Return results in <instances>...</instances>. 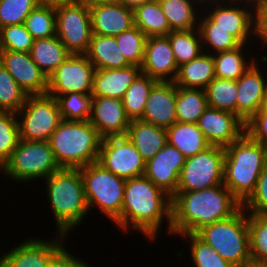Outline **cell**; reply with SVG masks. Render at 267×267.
<instances>
[{
    "instance_id": "7c38bea8",
    "label": "cell",
    "mask_w": 267,
    "mask_h": 267,
    "mask_svg": "<svg viewBox=\"0 0 267 267\" xmlns=\"http://www.w3.org/2000/svg\"><path fill=\"white\" fill-rule=\"evenodd\" d=\"M94 72L85 54H71L48 76L47 94L54 98L74 92L91 94Z\"/></svg>"
},
{
    "instance_id": "7402d4cb",
    "label": "cell",
    "mask_w": 267,
    "mask_h": 267,
    "mask_svg": "<svg viewBox=\"0 0 267 267\" xmlns=\"http://www.w3.org/2000/svg\"><path fill=\"white\" fill-rule=\"evenodd\" d=\"M176 98L174 82L158 81L149 93L141 120L167 129L177 122Z\"/></svg>"
},
{
    "instance_id": "603a6c76",
    "label": "cell",
    "mask_w": 267,
    "mask_h": 267,
    "mask_svg": "<svg viewBox=\"0 0 267 267\" xmlns=\"http://www.w3.org/2000/svg\"><path fill=\"white\" fill-rule=\"evenodd\" d=\"M92 34L117 36L134 25V12L119 2L91 7Z\"/></svg>"
},
{
    "instance_id": "f546056e",
    "label": "cell",
    "mask_w": 267,
    "mask_h": 267,
    "mask_svg": "<svg viewBox=\"0 0 267 267\" xmlns=\"http://www.w3.org/2000/svg\"><path fill=\"white\" fill-rule=\"evenodd\" d=\"M172 31L191 30L198 28V7L201 3L197 0H158ZM197 5V7L195 6ZM199 4V6H198ZM195 6V7H194ZM198 11V14H197Z\"/></svg>"
},
{
    "instance_id": "e0dca14e",
    "label": "cell",
    "mask_w": 267,
    "mask_h": 267,
    "mask_svg": "<svg viewBox=\"0 0 267 267\" xmlns=\"http://www.w3.org/2000/svg\"><path fill=\"white\" fill-rule=\"evenodd\" d=\"M186 157L168 143L146 162L145 176L171 198L176 194Z\"/></svg>"
},
{
    "instance_id": "ba28073f",
    "label": "cell",
    "mask_w": 267,
    "mask_h": 267,
    "mask_svg": "<svg viewBox=\"0 0 267 267\" xmlns=\"http://www.w3.org/2000/svg\"><path fill=\"white\" fill-rule=\"evenodd\" d=\"M61 168L57 164L49 141L19 140L9 160L3 165V174L16 181L44 179Z\"/></svg>"
},
{
    "instance_id": "ffe728a7",
    "label": "cell",
    "mask_w": 267,
    "mask_h": 267,
    "mask_svg": "<svg viewBox=\"0 0 267 267\" xmlns=\"http://www.w3.org/2000/svg\"><path fill=\"white\" fill-rule=\"evenodd\" d=\"M168 36L147 37L141 73L162 82H174L178 73Z\"/></svg>"
},
{
    "instance_id": "484cf974",
    "label": "cell",
    "mask_w": 267,
    "mask_h": 267,
    "mask_svg": "<svg viewBox=\"0 0 267 267\" xmlns=\"http://www.w3.org/2000/svg\"><path fill=\"white\" fill-rule=\"evenodd\" d=\"M215 77L213 55L206 48L197 58L179 66L174 83L178 87L204 90Z\"/></svg>"
},
{
    "instance_id": "d4e9b609",
    "label": "cell",
    "mask_w": 267,
    "mask_h": 267,
    "mask_svg": "<svg viewBox=\"0 0 267 267\" xmlns=\"http://www.w3.org/2000/svg\"><path fill=\"white\" fill-rule=\"evenodd\" d=\"M145 162L152 159L167 143V130L141 119L130 121L125 135Z\"/></svg>"
},
{
    "instance_id": "7dc6e473",
    "label": "cell",
    "mask_w": 267,
    "mask_h": 267,
    "mask_svg": "<svg viewBox=\"0 0 267 267\" xmlns=\"http://www.w3.org/2000/svg\"><path fill=\"white\" fill-rule=\"evenodd\" d=\"M247 214L267 215V163L256 184L255 191L242 204Z\"/></svg>"
},
{
    "instance_id": "e575fe53",
    "label": "cell",
    "mask_w": 267,
    "mask_h": 267,
    "mask_svg": "<svg viewBox=\"0 0 267 267\" xmlns=\"http://www.w3.org/2000/svg\"><path fill=\"white\" fill-rule=\"evenodd\" d=\"M158 81L140 74L122 97V103L130 120L141 119L149 93Z\"/></svg>"
},
{
    "instance_id": "6f0895ef",
    "label": "cell",
    "mask_w": 267,
    "mask_h": 267,
    "mask_svg": "<svg viewBox=\"0 0 267 267\" xmlns=\"http://www.w3.org/2000/svg\"><path fill=\"white\" fill-rule=\"evenodd\" d=\"M242 1H245V2H247V3H251V4H253V5H256L259 1H261V0H242Z\"/></svg>"
},
{
    "instance_id": "1f68e13d",
    "label": "cell",
    "mask_w": 267,
    "mask_h": 267,
    "mask_svg": "<svg viewBox=\"0 0 267 267\" xmlns=\"http://www.w3.org/2000/svg\"><path fill=\"white\" fill-rule=\"evenodd\" d=\"M245 46V44H241L235 49L212 54L217 78L238 80L255 63V57L251 58L250 61L246 59Z\"/></svg>"
},
{
    "instance_id": "b9f144b4",
    "label": "cell",
    "mask_w": 267,
    "mask_h": 267,
    "mask_svg": "<svg viewBox=\"0 0 267 267\" xmlns=\"http://www.w3.org/2000/svg\"><path fill=\"white\" fill-rule=\"evenodd\" d=\"M26 97L27 94L0 64V111L17 113L24 105Z\"/></svg>"
},
{
    "instance_id": "9c48e42d",
    "label": "cell",
    "mask_w": 267,
    "mask_h": 267,
    "mask_svg": "<svg viewBox=\"0 0 267 267\" xmlns=\"http://www.w3.org/2000/svg\"><path fill=\"white\" fill-rule=\"evenodd\" d=\"M16 116L19 137L26 141H49L63 120L56 98L47 93L28 95Z\"/></svg>"
},
{
    "instance_id": "680465c9",
    "label": "cell",
    "mask_w": 267,
    "mask_h": 267,
    "mask_svg": "<svg viewBox=\"0 0 267 267\" xmlns=\"http://www.w3.org/2000/svg\"><path fill=\"white\" fill-rule=\"evenodd\" d=\"M0 170L3 171V166L0 164Z\"/></svg>"
},
{
    "instance_id": "8fae6325",
    "label": "cell",
    "mask_w": 267,
    "mask_h": 267,
    "mask_svg": "<svg viewBox=\"0 0 267 267\" xmlns=\"http://www.w3.org/2000/svg\"><path fill=\"white\" fill-rule=\"evenodd\" d=\"M56 36L71 54H86L91 37L90 9L84 3L55 6Z\"/></svg>"
},
{
    "instance_id": "8992f818",
    "label": "cell",
    "mask_w": 267,
    "mask_h": 267,
    "mask_svg": "<svg viewBox=\"0 0 267 267\" xmlns=\"http://www.w3.org/2000/svg\"><path fill=\"white\" fill-rule=\"evenodd\" d=\"M195 234L236 267L252 261L248 214L242 207L228 219L206 225Z\"/></svg>"
},
{
    "instance_id": "4dcf8cb0",
    "label": "cell",
    "mask_w": 267,
    "mask_h": 267,
    "mask_svg": "<svg viewBox=\"0 0 267 267\" xmlns=\"http://www.w3.org/2000/svg\"><path fill=\"white\" fill-rule=\"evenodd\" d=\"M134 25L146 37L167 36L172 31L158 0L136 7L134 10Z\"/></svg>"
},
{
    "instance_id": "5bb4252c",
    "label": "cell",
    "mask_w": 267,
    "mask_h": 267,
    "mask_svg": "<svg viewBox=\"0 0 267 267\" xmlns=\"http://www.w3.org/2000/svg\"><path fill=\"white\" fill-rule=\"evenodd\" d=\"M208 5L209 7H207ZM204 7L207 9H202V11L206 12L211 8L210 13L208 11L206 15L215 22V27L223 28L241 44H247V41H250V36H255V5L242 0H235L209 3Z\"/></svg>"
},
{
    "instance_id": "44dd1931",
    "label": "cell",
    "mask_w": 267,
    "mask_h": 267,
    "mask_svg": "<svg viewBox=\"0 0 267 267\" xmlns=\"http://www.w3.org/2000/svg\"><path fill=\"white\" fill-rule=\"evenodd\" d=\"M90 123L102 138L125 136L130 125L122 100L93 96Z\"/></svg>"
},
{
    "instance_id": "bcb514c9",
    "label": "cell",
    "mask_w": 267,
    "mask_h": 267,
    "mask_svg": "<svg viewBox=\"0 0 267 267\" xmlns=\"http://www.w3.org/2000/svg\"><path fill=\"white\" fill-rule=\"evenodd\" d=\"M42 0H0V28L24 24L26 17Z\"/></svg>"
},
{
    "instance_id": "ac0fdd59",
    "label": "cell",
    "mask_w": 267,
    "mask_h": 267,
    "mask_svg": "<svg viewBox=\"0 0 267 267\" xmlns=\"http://www.w3.org/2000/svg\"><path fill=\"white\" fill-rule=\"evenodd\" d=\"M55 239H28L0 257L1 267H46L50 258L64 245L66 235Z\"/></svg>"
},
{
    "instance_id": "277c9868",
    "label": "cell",
    "mask_w": 267,
    "mask_h": 267,
    "mask_svg": "<svg viewBox=\"0 0 267 267\" xmlns=\"http://www.w3.org/2000/svg\"><path fill=\"white\" fill-rule=\"evenodd\" d=\"M44 181L57 232L68 235L82 223L89 211L81 172L79 169L61 168L46 176Z\"/></svg>"
},
{
    "instance_id": "681fc988",
    "label": "cell",
    "mask_w": 267,
    "mask_h": 267,
    "mask_svg": "<svg viewBox=\"0 0 267 267\" xmlns=\"http://www.w3.org/2000/svg\"><path fill=\"white\" fill-rule=\"evenodd\" d=\"M46 267H92L61 247L48 261Z\"/></svg>"
},
{
    "instance_id": "d6a6232c",
    "label": "cell",
    "mask_w": 267,
    "mask_h": 267,
    "mask_svg": "<svg viewBox=\"0 0 267 267\" xmlns=\"http://www.w3.org/2000/svg\"><path fill=\"white\" fill-rule=\"evenodd\" d=\"M208 107L205 90L177 86V122L197 123Z\"/></svg>"
},
{
    "instance_id": "6da1fadb",
    "label": "cell",
    "mask_w": 267,
    "mask_h": 267,
    "mask_svg": "<svg viewBox=\"0 0 267 267\" xmlns=\"http://www.w3.org/2000/svg\"><path fill=\"white\" fill-rule=\"evenodd\" d=\"M171 199V235L179 236L195 234L206 225L228 219L242 207L224 184L176 192Z\"/></svg>"
},
{
    "instance_id": "ee69618b",
    "label": "cell",
    "mask_w": 267,
    "mask_h": 267,
    "mask_svg": "<svg viewBox=\"0 0 267 267\" xmlns=\"http://www.w3.org/2000/svg\"><path fill=\"white\" fill-rule=\"evenodd\" d=\"M19 137L16 113L0 111V164L3 166L15 150Z\"/></svg>"
},
{
    "instance_id": "52a82bcc",
    "label": "cell",
    "mask_w": 267,
    "mask_h": 267,
    "mask_svg": "<svg viewBox=\"0 0 267 267\" xmlns=\"http://www.w3.org/2000/svg\"><path fill=\"white\" fill-rule=\"evenodd\" d=\"M89 211L97 206L120 228V214L126 180L105 169L97 161L79 168Z\"/></svg>"
},
{
    "instance_id": "ab89813d",
    "label": "cell",
    "mask_w": 267,
    "mask_h": 267,
    "mask_svg": "<svg viewBox=\"0 0 267 267\" xmlns=\"http://www.w3.org/2000/svg\"><path fill=\"white\" fill-rule=\"evenodd\" d=\"M248 229L252 261L267 265V215L248 214Z\"/></svg>"
},
{
    "instance_id": "9a60e30c",
    "label": "cell",
    "mask_w": 267,
    "mask_h": 267,
    "mask_svg": "<svg viewBox=\"0 0 267 267\" xmlns=\"http://www.w3.org/2000/svg\"><path fill=\"white\" fill-rule=\"evenodd\" d=\"M0 64L27 96L47 93L48 77L35 64L30 53L0 50Z\"/></svg>"
},
{
    "instance_id": "f5cc1de1",
    "label": "cell",
    "mask_w": 267,
    "mask_h": 267,
    "mask_svg": "<svg viewBox=\"0 0 267 267\" xmlns=\"http://www.w3.org/2000/svg\"><path fill=\"white\" fill-rule=\"evenodd\" d=\"M117 2H119V0H82V3H84L89 8L95 7L98 5L113 4Z\"/></svg>"
},
{
    "instance_id": "f1b7e54d",
    "label": "cell",
    "mask_w": 267,
    "mask_h": 267,
    "mask_svg": "<svg viewBox=\"0 0 267 267\" xmlns=\"http://www.w3.org/2000/svg\"><path fill=\"white\" fill-rule=\"evenodd\" d=\"M30 55L35 64L48 77L71 53L55 35L50 38L34 39Z\"/></svg>"
},
{
    "instance_id": "83f0119b",
    "label": "cell",
    "mask_w": 267,
    "mask_h": 267,
    "mask_svg": "<svg viewBox=\"0 0 267 267\" xmlns=\"http://www.w3.org/2000/svg\"><path fill=\"white\" fill-rule=\"evenodd\" d=\"M166 130L168 144L176 147L186 158L201 153L211 146L197 123L175 122Z\"/></svg>"
},
{
    "instance_id": "30bf717a",
    "label": "cell",
    "mask_w": 267,
    "mask_h": 267,
    "mask_svg": "<svg viewBox=\"0 0 267 267\" xmlns=\"http://www.w3.org/2000/svg\"><path fill=\"white\" fill-rule=\"evenodd\" d=\"M225 147L210 146L186 158L176 192H192L223 184Z\"/></svg>"
},
{
    "instance_id": "60d3db41",
    "label": "cell",
    "mask_w": 267,
    "mask_h": 267,
    "mask_svg": "<svg viewBox=\"0 0 267 267\" xmlns=\"http://www.w3.org/2000/svg\"><path fill=\"white\" fill-rule=\"evenodd\" d=\"M120 52L131 65L142 66L145 51V34L133 26L129 30L115 36Z\"/></svg>"
},
{
    "instance_id": "f6af8a7d",
    "label": "cell",
    "mask_w": 267,
    "mask_h": 267,
    "mask_svg": "<svg viewBox=\"0 0 267 267\" xmlns=\"http://www.w3.org/2000/svg\"><path fill=\"white\" fill-rule=\"evenodd\" d=\"M34 38L24 24L8 25L0 28V50L30 53Z\"/></svg>"
},
{
    "instance_id": "c3c4849f",
    "label": "cell",
    "mask_w": 267,
    "mask_h": 267,
    "mask_svg": "<svg viewBox=\"0 0 267 267\" xmlns=\"http://www.w3.org/2000/svg\"><path fill=\"white\" fill-rule=\"evenodd\" d=\"M245 133L255 142L267 147V109L265 107L245 122Z\"/></svg>"
},
{
    "instance_id": "11a10c76",
    "label": "cell",
    "mask_w": 267,
    "mask_h": 267,
    "mask_svg": "<svg viewBox=\"0 0 267 267\" xmlns=\"http://www.w3.org/2000/svg\"><path fill=\"white\" fill-rule=\"evenodd\" d=\"M238 267H267V265L250 261V262L242 264L241 266H238Z\"/></svg>"
},
{
    "instance_id": "7a4b0ae2",
    "label": "cell",
    "mask_w": 267,
    "mask_h": 267,
    "mask_svg": "<svg viewBox=\"0 0 267 267\" xmlns=\"http://www.w3.org/2000/svg\"><path fill=\"white\" fill-rule=\"evenodd\" d=\"M171 203V197L145 175L126 180L120 229L127 233L136 229L152 241L167 219V232L171 234Z\"/></svg>"
},
{
    "instance_id": "9f6ffc18",
    "label": "cell",
    "mask_w": 267,
    "mask_h": 267,
    "mask_svg": "<svg viewBox=\"0 0 267 267\" xmlns=\"http://www.w3.org/2000/svg\"><path fill=\"white\" fill-rule=\"evenodd\" d=\"M231 1H235V0H202V8H204L203 6L205 4H209V3H215V2H231Z\"/></svg>"
},
{
    "instance_id": "2e32d148",
    "label": "cell",
    "mask_w": 267,
    "mask_h": 267,
    "mask_svg": "<svg viewBox=\"0 0 267 267\" xmlns=\"http://www.w3.org/2000/svg\"><path fill=\"white\" fill-rule=\"evenodd\" d=\"M211 146L226 147L245 133V122L235 113L207 107L197 122Z\"/></svg>"
},
{
    "instance_id": "8d00e7d4",
    "label": "cell",
    "mask_w": 267,
    "mask_h": 267,
    "mask_svg": "<svg viewBox=\"0 0 267 267\" xmlns=\"http://www.w3.org/2000/svg\"><path fill=\"white\" fill-rule=\"evenodd\" d=\"M24 25L34 39L50 38L55 36V5L42 1L26 17Z\"/></svg>"
},
{
    "instance_id": "4316f807",
    "label": "cell",
    "mask_w": 267,
    "mask_h": 267,
    "mask_svg": "<svg viewBox=\"0 0 267 267\" xmlns=\"http://www.w3.org/2000/svg\"><path fill=\"white\" fill-rule=\"evenodd\" d=\"M116 38L92 34L89 49L85 54L95 69L125 68L131 64L120 52Z\"/></svg>"
},
{
    "instance_id": "7bdbcfd3",
    "label": "cell",
    "mask_w": 267,
    "mask_h": 267,
    "mask_svg": "<svg viewBox=\"0 0 267 267\" xmlns=\"http://www.w3.org/2000/svg\"><path fill=\"white\" fill-rule=\"evenodd\" d=\"M190 239V254L195 267H236L223 259L210 245L202 241L196 234L180 235Z\"/></svg>"
},
{
    "instance_id": "f35d334b",
    "label": "cell",
    "mask_w": 267,
    "mask_h": 267,
    "mask_svg": "<svg viewBox=\"0 0 267 267\" xmlns=\"http://www.w3.org/2000/svg\"><path fill=\"white\" fill-rule=\"evenodd\" d=\"M63 120L87 121L92 113V94L67 93L56 98Z\"/></svg>"
},
{
    "instance_id": "836d02e7",
    "label": "cell",
    "mask_w": 267,
    "mask_h": 267,
    "mask_svg": "<svg viewBox=\"0 0 267 267\" xmlns=\"http://www.w3.org/2000/svg\"><path fill=\"white\" fill-rule=\"evenodd\" d=\"M167 36L178 67L192 61L203 52L198 28L170 31Z\"/></svg>"
},
{
    "instance_id": "5b68a950",
    "label": "cell",
    "mask_w": 267,
    "mask_h": 267,
    "mask_svg": "<svg viewBox=\"0 0 267 267\" xmlns=\"http://www.w3.org/2000/svg\"><path fill=\"white\" fill-rule=\"evenodd\" d=\"M102 139L89 120H62L49 143L60 168L79 169L98 160Z\"/></svg>"
},
{
    "instance_id": "db71d44e",
    "label": "cell",
    "mask_w": 267,
    "mask_h": 267,
    "mask_svg": "<svg viewBox=\"0 0 267 267\" xmlns=\"http://www.w3.org/2000/svg\"><path fill=\"white\" fill-rule=\"evenodd\" d=\"M45 3H49L52 5H59V4H70V3H81L82 0H42Z\"/></svg>"
},
{
    "instance_id": "74e56055",
    "label": "cell",
    "mask_w": 267,
    "mask_h": 267,
    "mask_svg": "<svg viewBox=\"0 0 267 267\" xmlns=\"http://www.w3.org/2000/svg\"><path fill=\"white\" fill-rule=\"evenodd\" d=\"M204 90L209 107L236 114L237 80L215 77Z\"/></svg>"
},
{
    "instance_id": "d6986e66",
    "label": "cell",
    "mask_w": 267,
    "mask_h": 267,
    "mask_svg": "<svg viewBox=\"0 0 267 267\" xmlns=\"http://www.w3.org/2000/svg\"><path fill=\"white\" fill-rule=\"evenodd\" d=\"M257 62L237 80L236 115L247 122L267 103V80Z\"/></svg>"
},
{
    "instance_id": "3957f363",
    "label": "cell",
    "mask_w": 267,
    "mask_h": 267,
    "mask_svg": "<svg viewBox=\"0 0 267 267\" xmlns=\"http://www.w3.org/2000/svg\"><path fill=\"white\" fill-rule=\"evenodd\" d=\"M266 163L267 147L246 133L225 147L223 184L241 204L255 191Z\"/></svg>"
},
{
    "instance_id": "f907efd6",
    "label": "cell",
    "mask_w": 267,
    "mask_h": 267,
    "mask_svg": "<svg viewBox=\"0 0 267 267\" xmlns=\"http://www.w3.org/2000/svg\"><path fill=\"white\" fill-rule=\"evenodd\" d=\"M259 37L260 43H267V0H261L255 5V38Z\"/></svg>"
},
{
    "instance_id": "816d5d0a",
    "label": "cell",
    "mask_w": 267,
    "mask_h": 267,
    "mask_svg": "<svg viewBox=\"0 0 267 267\" xmlns=\"http://www.w3.org/2000/svg\"><path fill=\"white\" fill-rule=\"evenodd\" d=\"M151 1L154 0H119V3L122 4L124 7L134 10L136 7Z\"/></svg>"
},
{
    "instance_id": "d590c367",
    "label": "cell",
    "mask_w": 267,
    "mask_h": 267,
    "mask_svg": "<svg viewBox=\"0 0 267 267\" xmlns=\"http://www.w3.org/2000/svg\"><path fill=\"white\" fill-rule=\"evenodd\" d=\"M200 15L198 30L201 35L202 48L205 50V46L210 50H214V53L229 51L237 48L241 43L229 32L220 27H215L213 22L207 15L206 12H202ZM205 17V18H204Z\"/></svg>"
},
{
    "instance_id": "cb8c5ba5",
    "label": "cell",
    "mask_w": 267,
    "mask_h": 267,
    "mask_svg": "<svg viewBox=\"0 0 267 267\" xmlns=\"http://www.w3.org/2000/svg\"><path fill=\"white\" fill-rule=\"evenodd\" d=\"M140 74L141 67L137 65L115 69H95L91 94L122 99Z\"/></svg>"
},
{
    "instance_id": "4fadbf2b",
    "label": "cell",
    "mask_w": 267,
    "mask_h": 267,
    "mask_svg": "<svg viewBox=\"0 0 267 267\" xmlns=\"http://www.w3.org/2000/svg\"><path fill=\"white\" fill-rule=\"evenodd\" d=\"M97 162L124 180L145 174L146 162L126 136L103 138Z\"/></svg>"
}]
</instances>
